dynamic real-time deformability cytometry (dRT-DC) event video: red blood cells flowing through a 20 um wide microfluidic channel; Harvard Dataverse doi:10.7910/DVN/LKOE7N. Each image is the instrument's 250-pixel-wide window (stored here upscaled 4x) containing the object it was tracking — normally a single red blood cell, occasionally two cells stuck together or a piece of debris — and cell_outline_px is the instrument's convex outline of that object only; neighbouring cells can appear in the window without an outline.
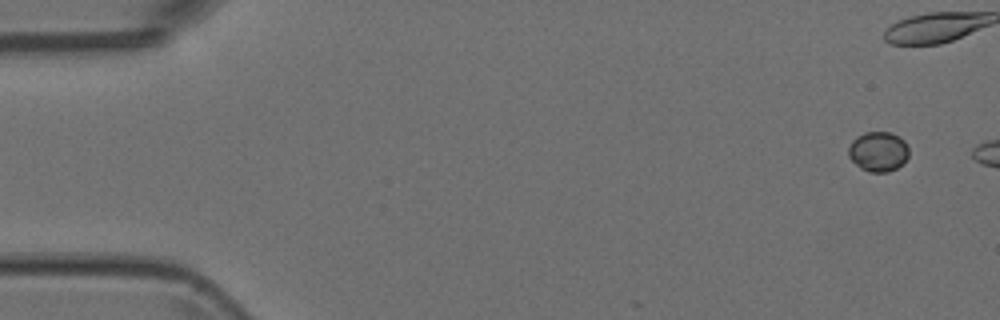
{"species": "Egyptian fruit bat (a non-hibernating species)", "species_latin": "Rousettus aegyptiacus", "temperature_condition": "room temperature", "stored_images_in_passage": 3, "camera_frame_rate_fps": 3000, "um_per_image_px": 0.085, "animal": {"sex": "female"}, "frame": {"image": 1, "passage_image": 1, "time_ms": 0.0, "image_size_px": [1000, 320], "cell_outline_px": [[908, 156], [904, 164], [888, 172], [868, 172], [860, 168], [848, 156], [848, 148], [852, 140], [856, 136], [864, 132], [892, 132], [900, 136], [904, 140], [908, 148]], "centroid_in_image_um": [74.66, 12.87], "position_along_channel_um": 10.3, "area_um2": 14.28}}